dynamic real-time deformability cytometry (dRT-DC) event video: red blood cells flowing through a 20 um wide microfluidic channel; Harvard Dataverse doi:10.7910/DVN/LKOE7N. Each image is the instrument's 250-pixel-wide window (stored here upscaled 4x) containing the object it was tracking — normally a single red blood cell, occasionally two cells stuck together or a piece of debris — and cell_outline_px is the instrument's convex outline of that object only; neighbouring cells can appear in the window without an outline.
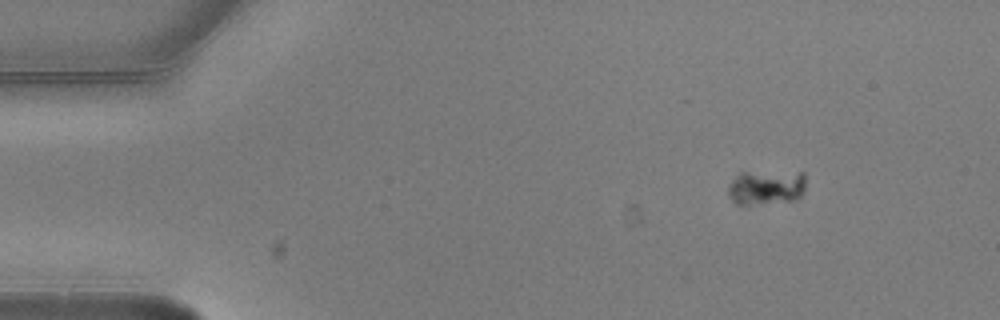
{"species": "common noctule bat (a hibernating species)", "species_latin": "Nyctalus noctula", "temperature_condition": "warm", "stored_images_in_passage": 2, "camera_frame_rate_fps": 3000, "um_per_image_px": 0.085, "animal": {"sex": "male", "body_mass_g": 20.5, "forearm_length_mm": 52.5}, "frame": {"image": 1, "passage_image": 2, "time_ms": 0.333, "image_size_px": [1000, 320], "cell_outline_px": [[804, 192], [796, 200], [748, 204], [736, 204], [732, 200], [728, 192], [728, 188], [732, 180], [740, 172], [804, 172]], "centroid_in_image_um": [65.13, 15.91], "position_along_channel_um": 19.9, "area_um2": 15.55}}